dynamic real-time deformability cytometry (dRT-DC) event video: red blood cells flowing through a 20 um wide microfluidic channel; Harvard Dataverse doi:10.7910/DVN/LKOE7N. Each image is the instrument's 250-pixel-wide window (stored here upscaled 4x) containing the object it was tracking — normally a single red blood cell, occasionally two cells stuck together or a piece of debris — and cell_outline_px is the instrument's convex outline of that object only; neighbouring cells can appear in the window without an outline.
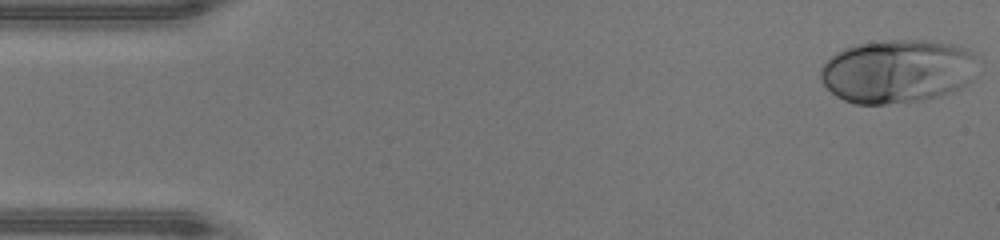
{"species": "human", "species_latin": "Homo sapiens", "temperature_condition": "warm", "stored_images_in_passage": 48, "camera_frame_rate_fps": 3000, "um_per_image_px": 0.085, "donor": {"sex": "male"}, "frame": {"image": 1, "passage_image": 1, "time_ms": 0.0, "image_size_px": [1000, 240], "cell_outline_px": [[972, 80], [968, 84], [952, 92], [924, 100], [884, 104], [856, 104], [844, 100], [836, 96], [820, 80], [820, 68], [836, 52], [844, 48], [856, 44], [892, 40], [928, 40], [952, 44], [964, 48], [972, 52]], "centroid_in_image_um": [76.23, 6.06], "position_along_channel_um": 8.8, "area_um2": 57.86}}
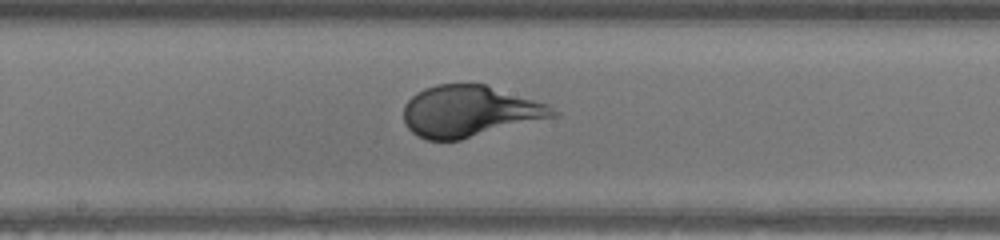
{"frame": {"image": 2, "passage_image": 24, "time_ms": 7.667, "image_size_px": [1000, 240], "cell_outline_px": [[560, 116], [460, 140], [428, 140], [416, 136], [408, 128], [404, 120], [404, 104], [416, 92], [424, 88], [436, 84], [484, 84], [548, 104], [560, 112]], "centroid_in_image_um": [39.94, 9.47], "position_along_channel_um": 208.3, "area_um2": 44.91}}
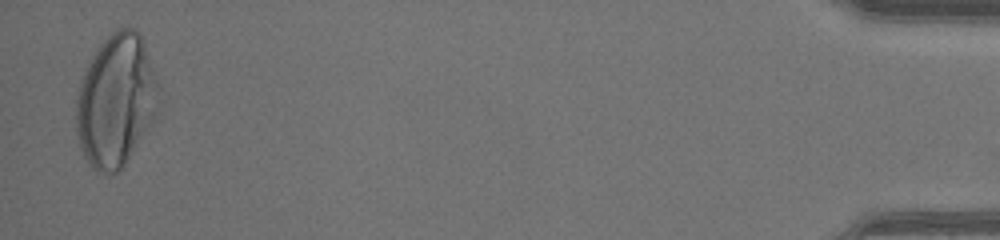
{"frame": {"image": 3, "passage_image": 46, "time_ms": 15.0, "image_size_px": [1000, 240], "cell_outline_px": [[160, 112], [152, 124], [124, 164], [116, 172], [104, 176], [92, 168], [84, 156], [80, 148], [76, 132], [76, 96], [80, 80], [96, 48], [112, 32], [120, 28], [136, 28], [144, 44], [156, 80]], "centroid_in_image_um": [9.84, 8.59], "position_along_channel_um": 425.4, "area_um2": 63.7}, "authors_computed_cell_mechanics": {"area_um2": 48.7832, "velocity_mm_per_s": 4.3025, "shape_relaxation_time_tau1_ms": 3.1878, "shape_relaxation_time_tau2_ms": null, "deformation_change_tau1": 0.228, "deformation_change_tau2": null}}